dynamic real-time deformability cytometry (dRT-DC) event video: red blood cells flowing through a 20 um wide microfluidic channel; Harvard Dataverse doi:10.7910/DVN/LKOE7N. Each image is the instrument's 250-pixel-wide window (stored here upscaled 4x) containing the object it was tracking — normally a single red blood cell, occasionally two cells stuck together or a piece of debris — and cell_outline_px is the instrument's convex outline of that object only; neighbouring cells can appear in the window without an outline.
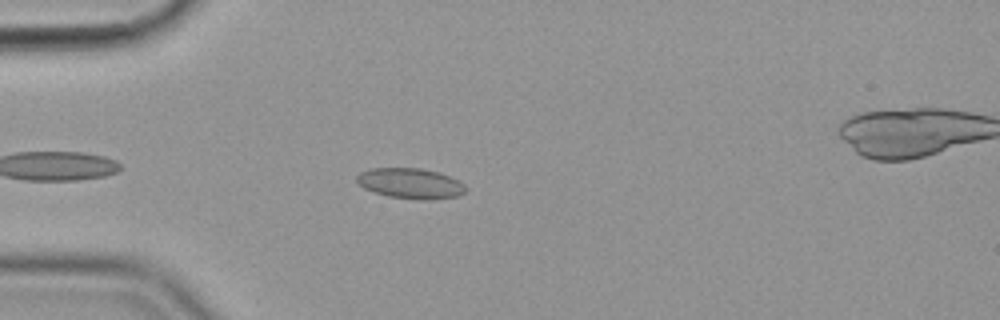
{"species": "common noctule bat (a hibernating species)", "species_latin": "Nyctalus noctula", "temperature_condition": "cold", "stored_images_in_passage": 39, "camera_frame_rate_fps": 3000, "um_per_image_px": 0.085, "animal": {"sex": "female", "body_mass_g": 19.9}, "frame": {"image": 1, "passage_image": 6, "time_ms": 1.667, "image_size_px": [1000, 320], "cell_outline_px": [[468, 188], [464, 192], [456, 196], [428, 200], [424, 200], [388, 196], [364, 188], [356, 180], [356, 176], [360, 172], [372, 168], [420, 168], [440, 172], [464, 184]], "centroid_in_image_um": [34.89, 15.58], "position_along_channel_um": 50.1, "area_um2": 19.13}}
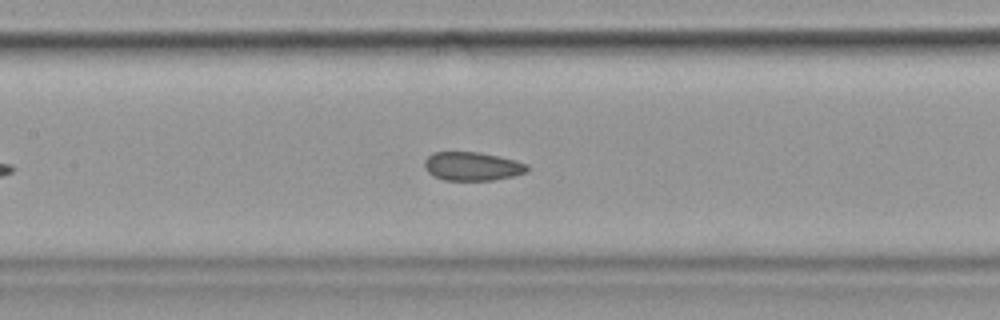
{"frame": {"image": 2, "passage_image": 17, "time_ms": 5.333, "image_size_px": [1000, 320], "cell_outline_px": [[528, 172], [512, 176], [492, 180], [444, 180], [428, 172], [424, 168], [424, 160], [432, 152], [480, 152], [500, 156], [516, 160], [528, 164]], "centroid_in_image_um": [40.15, 14.12], "position_along_channel_um": 167.2, "area_um2": 17.22}}
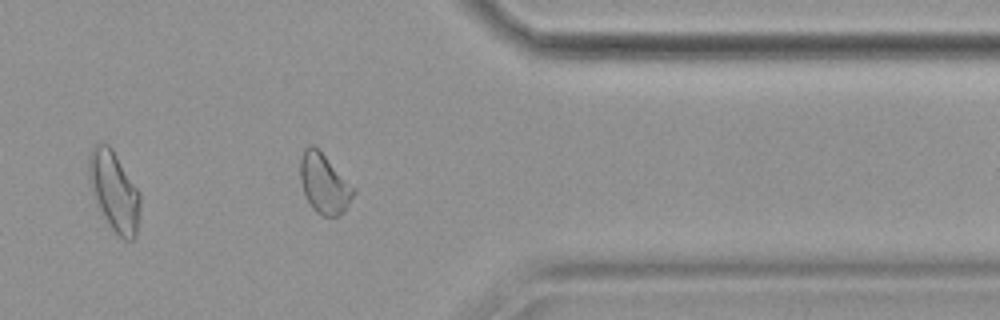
{"frame": {"image": 3, "passage_image": 36, "time_ms": 11.667, "image_size_px": [1000, 320], "cell_outline_px": [[356, 192], [344, 212], [340, 216], [324, 216], [316, 212], [312, 208], [304, 192], [300, 180], [300, 156], [304, 148], [308, 144], [312, 144], [356, 188]], "centroid_in_image_um": [27.56, 15.62], "position_along_channel_um": 383.8, "area_um2": 18.5}, "authors_computed_cell_mechanics": {"area_um2": 17.7446, "velocity_mm_per_s": 3.5734, "shape_relaxation_time_tau1_ms": null, "shape_relaxation_time_tau2_ms": 1.9946, "deformation_change_tau1": null, "deformation_change_tau2": 0.0485}}